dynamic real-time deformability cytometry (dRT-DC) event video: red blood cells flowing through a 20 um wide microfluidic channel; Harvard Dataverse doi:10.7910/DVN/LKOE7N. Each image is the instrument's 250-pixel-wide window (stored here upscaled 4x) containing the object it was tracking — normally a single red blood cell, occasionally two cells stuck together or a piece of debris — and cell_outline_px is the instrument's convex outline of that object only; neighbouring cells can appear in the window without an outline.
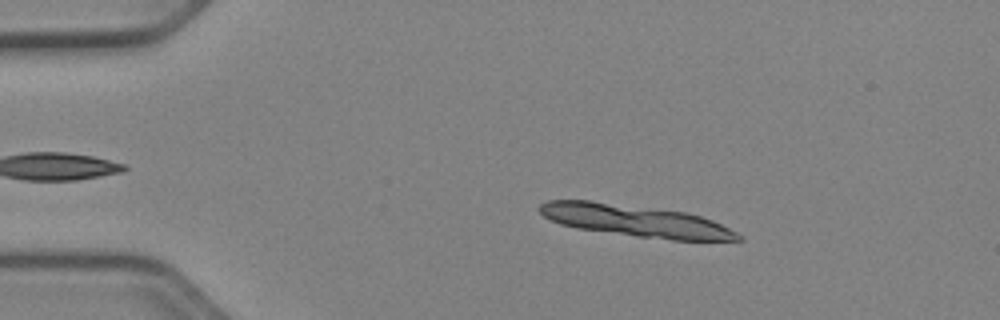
{"species": "Egyptian fruit bat (a non-hibernating species)", "species_latin": "Rousettus aegyptiacus", "temperature_condition": "cold", "stored_images_in_passage": 13, "camera_frame_rate_fps": 3000, "um_per_image_px": 0.085, "animal": {"sex": "female"}, "frame": {"image": 1, "passage_image": 8, "time_ms": 2.333, "image_size_px": [1000, 320], "cell_outline_px": [[744, 240], [672, 240], [636, 236], [576, 228], [560, 224], [544, 216], [536, 208], [540, 204], [548, 200], [588, 200], [684, 212], [700, 216], [712, 220], [736, 232]], "centroid_in_image_um": [53.97, 18.76], "position_along_channel_um": 31.0, "area_um2": 36.36}}